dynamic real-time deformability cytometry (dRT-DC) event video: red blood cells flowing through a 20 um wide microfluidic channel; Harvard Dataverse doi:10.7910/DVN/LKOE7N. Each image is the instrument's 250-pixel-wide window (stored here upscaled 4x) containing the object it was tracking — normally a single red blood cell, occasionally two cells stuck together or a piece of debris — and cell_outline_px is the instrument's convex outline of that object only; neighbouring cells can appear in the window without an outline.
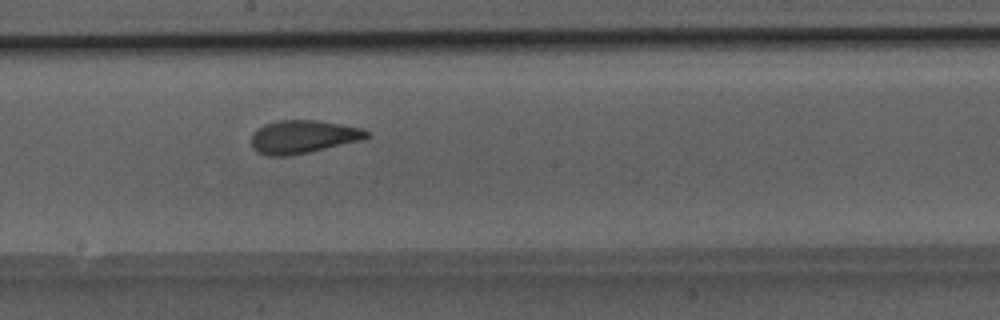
{"species": "Egyptian fruit bat (a non-hibernating species)", "species_latin": "Rousettus aegyptiacus", "temperature_condition": "room temperature", "stored_images_in_passage": 10, "camera_frame_rate_fps": 3000, "um_per_image_px": 0.085, "animal": {"sex": "male"}, "frame": {"image": 1, "passage_image": 10, "time_ms": 11.333, "image_size_px": [1000, 320], "cell_outline_px": [[372, 136], [364, 140], [308, 152], [288, 156], [268, 156], [256, 152], [252, 148], [252, 132], [256, 128], [264, 124], [276, 120], [316, 120], [364, 128], [372, 132]], "centroid_in_image_um": [25.79, 11.62], "position_along_channel_um": 222.4, "area_um2": 22.72}}